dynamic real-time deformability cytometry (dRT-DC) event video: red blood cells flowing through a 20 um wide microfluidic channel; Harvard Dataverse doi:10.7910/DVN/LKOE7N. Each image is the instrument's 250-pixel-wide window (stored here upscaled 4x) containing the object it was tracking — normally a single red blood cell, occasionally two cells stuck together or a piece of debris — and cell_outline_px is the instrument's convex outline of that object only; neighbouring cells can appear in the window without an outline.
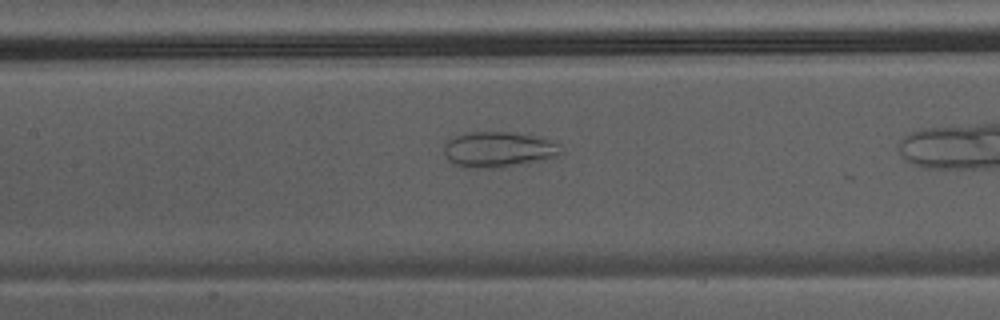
{"species": "Egyptian fruit bat (a non-hibernating species)", "species_latin": "Rousettus aegyptiacus", "temperature_condition": "warm", "stored_images_in_passage": 27, "camera_frame_rate_fps": 3000, "um_per_image_px": 0.085, "animal": {"sex": "male"}, "frame": {"image": 1, "passage_image": 12, "time_ms": 3.667, "image_size_px": [1000, 320], "cell_outline_px": [[560, 152], [556, 156], [504, 168], [464, 168], [452, 164], [448, 160], [444, 152], [444, 144], [448, 140], [464, 132], [512, 132], [536, 136], [560, 144]], "centroid_in_image_um": [42.3, 12.72], "position_along_channel_um": 165.1, "area_um2": 24.33}}